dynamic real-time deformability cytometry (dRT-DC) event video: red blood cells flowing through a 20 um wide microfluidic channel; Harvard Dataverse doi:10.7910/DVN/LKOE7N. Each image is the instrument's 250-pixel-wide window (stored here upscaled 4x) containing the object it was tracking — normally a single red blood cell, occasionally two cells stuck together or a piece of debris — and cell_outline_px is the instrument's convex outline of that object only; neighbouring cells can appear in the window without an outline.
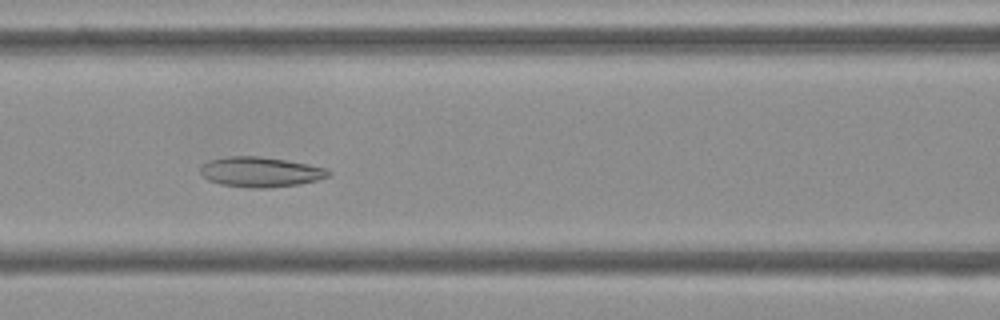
{"species": "Egyptian fruit bat (a non-hibernating species)", "species_latin": "Rousettus aegyptiacus", "temperature_condition": "cold", "stored_images_in_passage": 54, "camera_frame_rate_fps": 3000, "um_per_image_px": 0.085, "frame": {"image": 1, "passage_image": 23, "time_ms": 7.333, "image_size_px": [1000, 320], "cell_outline_px": [[332, 172], [328, 176], [316, 180], [300, 184], [264, 188], [252, 188], [220, 184], [208, 180], [200, 172], [200, 168], [208, 160], [228, 156], [260, 156], [308, 164], [328, 168]], "centroid_in_image_um": [22.14, 14.61], "position_along_channel_um": 144.5, "area_um2": 22.37}}
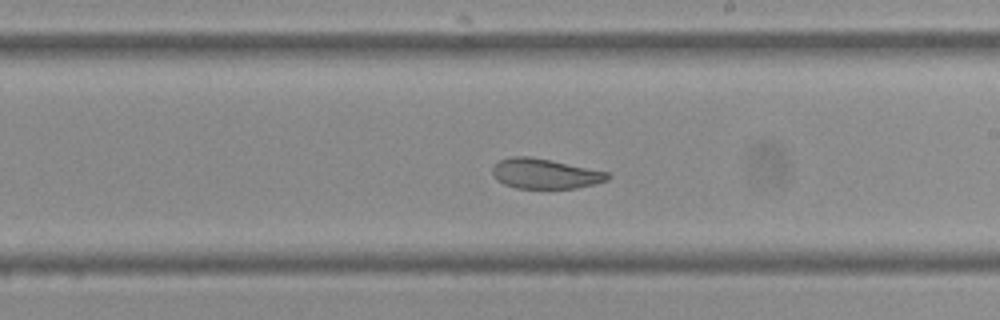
{"frame": {"image": 2, "passage_image": 31, "time_ms": 10.0, "image_size_px": [1000, 320], "cell_outline_px": [[612, 176], [608, 180], [596, 184], [576, 188], [516, 188], [504, 184], [496, 180], [492, 172], [492, 168], [500, 160], [512, 156], [528, 156], [552, 160], [608, 172]], "centroid_in_image_um": [46.35, 14.76], "position_along_channel_um": 242.7, "area_um2": 20.23}}
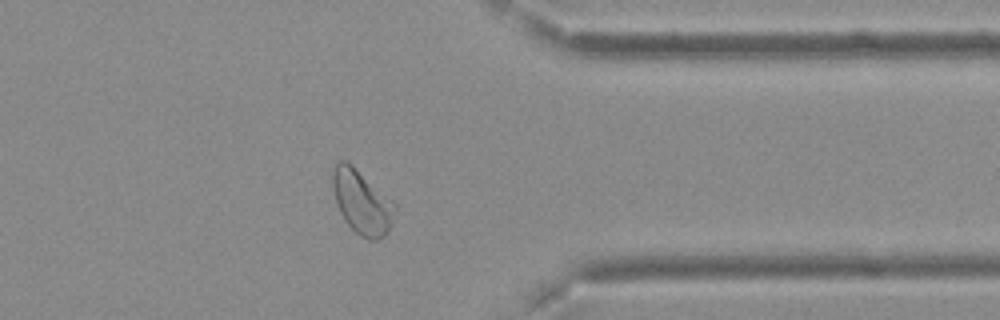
{"frame": {"image": 3, "passage_image": 43, "time_ms": 14.0, "image_size_px": [1000, 320], "cell_outline_px": [[396, 208], [388, 232], [384, 236], [376, 240], [368, 240], [360, 236], [344, 220], [340, 212], [332, 188], [332, 172], [336, 160], [344, 160], [392, 200], [396, 204]], "centroid_in_image_um": [30.74, 17.21], "position_along_channel_um": 380.7, "area_um2": 22.72}, "authors_computed_cell_mechanics": {"area_um2": 24.3338, "velocity_mm_per_s": 3.6923, "shape_relaxation_time_tau1_ms": null, "shape_relaxation_time_tau2_ms": 2.2488, "deformation_change_tau1": null, "deformation_change_tau2": 0.0803}}